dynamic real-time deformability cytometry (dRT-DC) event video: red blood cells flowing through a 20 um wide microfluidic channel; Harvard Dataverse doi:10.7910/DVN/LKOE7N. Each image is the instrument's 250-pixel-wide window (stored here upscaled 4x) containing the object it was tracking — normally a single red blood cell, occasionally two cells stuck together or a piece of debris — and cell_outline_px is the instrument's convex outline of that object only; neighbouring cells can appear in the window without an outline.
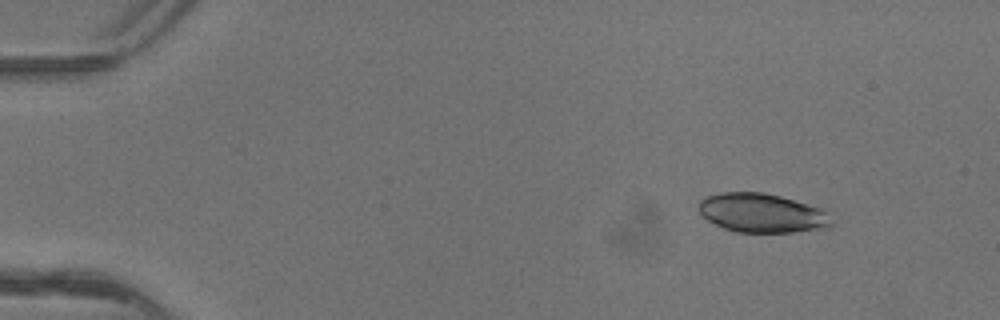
{"species": "common noctule bat (a hibernating species)", "species_latin": "Nyctalus noctula", "temperature_condition": "warm", "stored_images_in_passage": 6, "camera_frame_rate_fps": 3000, "um_per_image_px": 0.085, "animal": {"sex": "female"}, "frame": {"image": 1, "passage_image": 2, "time_ms": 0.333, "image_size_px": [1000, 320], "cell_outline_px": [[836, 220], [828, 228], [792, 232], [736, 232], [724, 228], [708, 220], [700, 212], [700, 200], [708, 196], [720, 192], [764, 192], [780, 196], [820, 208], [828, 212]], "centroid_in_image_um": [64.83, 18.11], "position_along_channel_um": 20.2, "area_um2": 30.23}}